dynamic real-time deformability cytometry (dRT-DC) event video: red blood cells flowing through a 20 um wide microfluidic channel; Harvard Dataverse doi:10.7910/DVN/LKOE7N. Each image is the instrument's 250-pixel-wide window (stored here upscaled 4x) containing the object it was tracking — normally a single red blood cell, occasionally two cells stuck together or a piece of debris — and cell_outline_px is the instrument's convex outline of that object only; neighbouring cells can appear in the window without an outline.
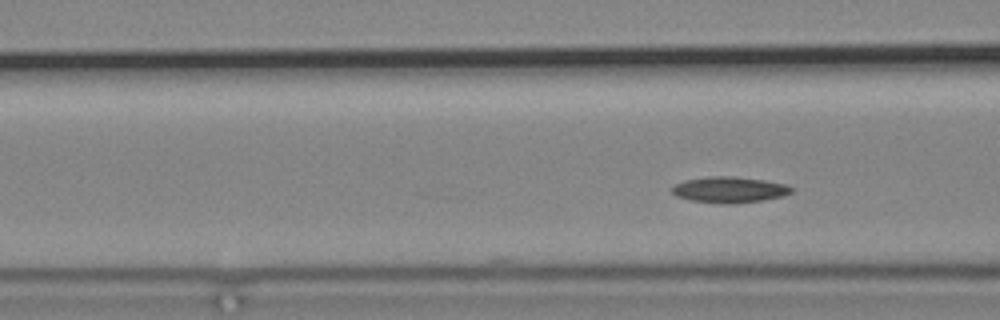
{"species": "common noctule bat (a hibernating species)", "species_latin": "Nyctalus noctula", "temperature_condition": "cold", "stored_images_in_passage": 9, "camera_frame_rate_fps": 3000, "um_per_image_px": 0.085, "animal": {"sex": "male", "body_mass_g": 19.2, "forearm_length_mm": 51.8}, "frame": {"image": 1, "passage_image": 9, "time_ms": 2.667, "image_size_px": [1000, 320], "cell_outline_px": [[796, 188], [792, 192], [784, 196], [764, 200], [728, 204], [720, 204], [692, 200], [676, 196], [672, 192], [672, 188], [676, 184], [684, 180], [708, 176], [732, 176], [764, 180], [784, 184]], "centroid_in_image_um": [62.03, 16.12], "position_along_channel_um": 104.6, "area_um2": 18.15}}